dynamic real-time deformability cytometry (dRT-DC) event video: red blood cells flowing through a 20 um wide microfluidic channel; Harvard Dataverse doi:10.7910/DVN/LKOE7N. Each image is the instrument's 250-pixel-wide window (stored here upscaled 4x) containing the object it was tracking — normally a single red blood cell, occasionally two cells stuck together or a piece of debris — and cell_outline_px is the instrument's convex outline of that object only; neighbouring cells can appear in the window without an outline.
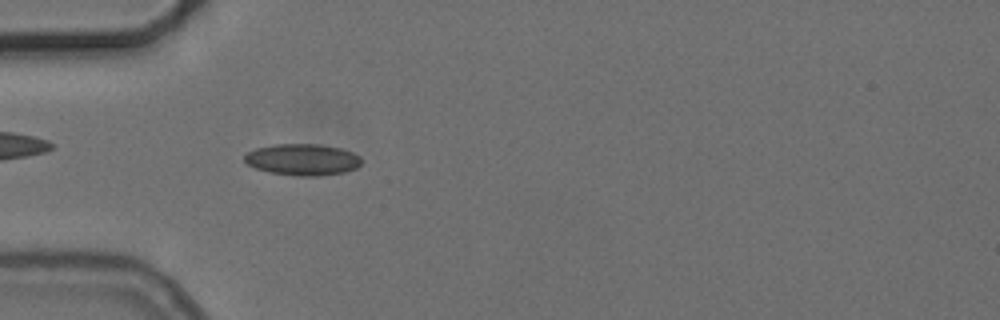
{"species": "common noctule bat (a hibernating species)", "species_latin": "Nyctalus noctula", "temperature_condition": "cold", "stored_images_in_passage": 55, "camera_frame_rate_fps": 3000, "um_per_image_px": 0.085, "animal": {"sex": "female", "body_mass_g": 24.6, "forearm_length_mm": 56.2}, "frame": {"image": 1, "passage_image": 17, "time_ms": 5.333, "image_size_px": [1000, 320], "cell_outline_px": [[360, 164], [356, 168], [344, 172], [316, 176], [300, 176], [268, 172], [256, 168], [248, 164], [244, 160], [244, 156], [248, 152], [256, 148], [276, 144], [320, 144], [340, 148], [352, 152], [360, 156]], "centroid_in_image_um": [25.71, 13.56], "position_along_channel_um": 59.3, "area_um2": 21.33}}
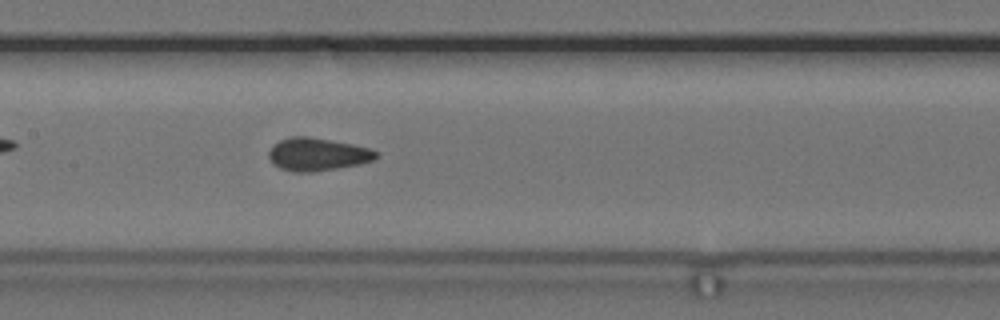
{"frame": {"image": 2, "passage_image": 27, "time_ms": 8.667, "image_size_px": [1000, 320], "cell_outline_px": [[380, 152], [372, 160], [360, 164], [336, 168], [308, 172], [296, 172], [280, 168], [272, 164], [268, 156], [268, 148], [272, 144], [280, 140], [296, 136], [304, 136], [332, 140], [352, 144], [368, 148]], "centroid_in_image_um": [26.93, 13.11], "position_along_channel_um": 180.5, "area_um2": 20.46}}
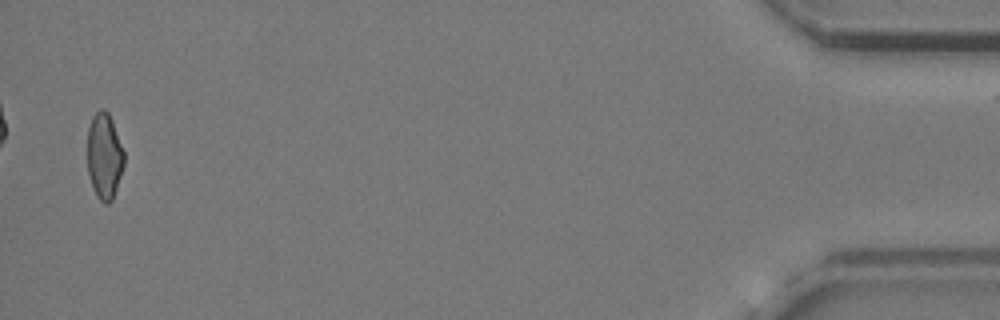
{"frame": {"image": 3, "passage_image": 54, "time_ms": 17.667, "image_size_px": [1000, 320], "cell_outline_px": [[124, 164], [112, 200], [108, 204], [104, 204], [96, 196], [88, 172], [88, 128], [92, 116], [100, 108], [104, 108], [108, 112], [112, 120], [124, 152]], "centroid_in_image_um": [8.86, 13.25], "position_along_channel_um": 426.3, "area_um2": 18.26}, "authors_computed_cell_mechanics": {"area_um2": 19.4786, "velocity_mm_per_s": 3.7287, "shape_relaxation_time_tau1_ms": null, "shape_relaxation_time_tau2_ms": 2.4021, "deformation_change_tau1": null, "deformation_change_tau2": 0.0818}}